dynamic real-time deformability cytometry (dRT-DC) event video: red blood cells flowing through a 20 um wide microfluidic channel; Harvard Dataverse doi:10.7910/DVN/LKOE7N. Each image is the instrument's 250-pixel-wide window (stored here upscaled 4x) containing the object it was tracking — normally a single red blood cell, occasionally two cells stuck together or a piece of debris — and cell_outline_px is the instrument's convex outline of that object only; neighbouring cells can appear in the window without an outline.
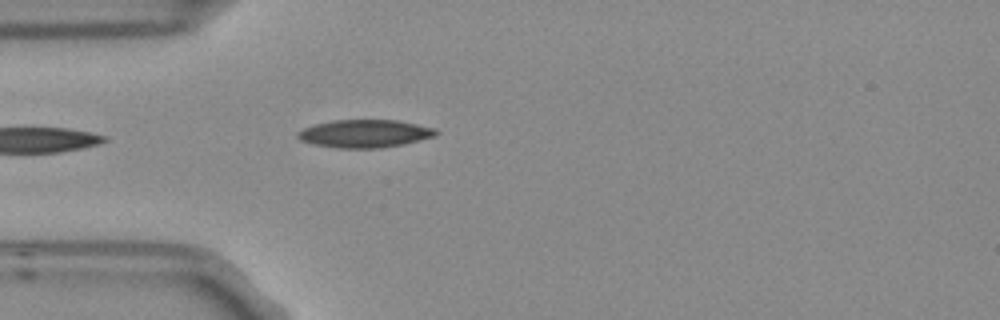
{"species": "Egyptian fruit bat (a non-hibernating species)", "species_latin": "Rousettus aegyptiacus", "temperature_condition": "room temperature", "stored_images_in_passage": 5, "camera_frame_rate_fps": 3000, "um_per_image_px": 0.085, "frame": {"image": 1, "passage_image": 5, "time_ms": 1.333, "image_size_px": [1000, 320], "cell_outline_px": [[440, 132], [436, 136], [404, 144], [380, 148], [336, 148], [312, 144], [300, 140], [296, 136], [296, 132], [304, 128], [316, 124], [332, 120], [396, 120], [436, 128]], "centroid_in_image_um": [31.01, 11.36], "position_along_channel_um": 54.0, "area_um2": 22.6}}